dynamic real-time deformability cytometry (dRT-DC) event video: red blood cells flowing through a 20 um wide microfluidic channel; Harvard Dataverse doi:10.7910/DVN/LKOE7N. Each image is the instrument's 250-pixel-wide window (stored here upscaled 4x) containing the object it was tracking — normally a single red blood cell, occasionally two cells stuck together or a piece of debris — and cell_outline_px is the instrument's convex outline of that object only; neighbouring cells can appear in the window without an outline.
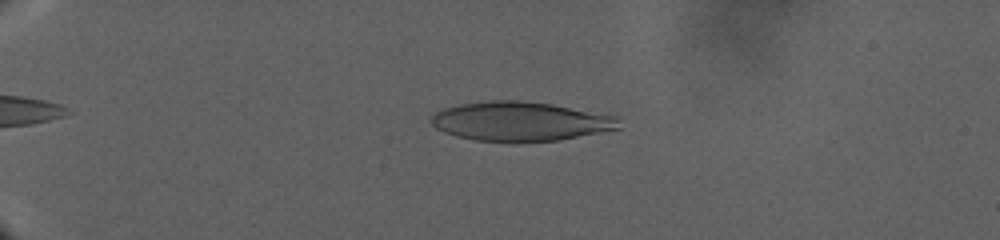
{"species": "human", "species_latin": "Homo sapiens", "temperature_condition": "warm", "stored_images_in_passage": 17, "camera_frame_rate_fps": 3000, "um_per_image_px": 0.085, "donor": {"sex": "male"}, "frame": {"image": 1, "passage_image": 10, "time_ms": 10.0, "image_size_px": [1000, 240], "cell_outline_px": [[620, 128], [560, 140], [516, 144], [512, 144], [476, 140], [456, 136], [444, 132], [436, 128], [428, 120], [436, 112], [444, 108], [460, 104], [488, 100], [524, 100], [608, 112], [620, 120]], "centroid_in_image_um": [44.27, 10.33], "position_along_channel_um": 40.7, "area_um2": 44.22}}
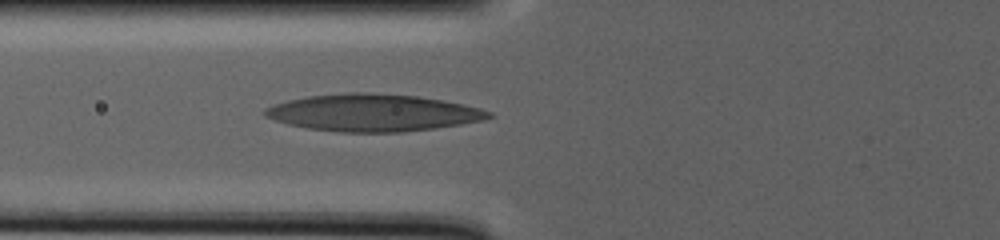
{"frame": {"image": 2, "passage_image": 17, "time_ms": 17.667, "image_size_px": [1000, 240], "cell_outline_px": [[492, 116], [484, 120], [436, 128], [404, 132], [340, 132], [308, 128], [288, 124], [264, 116], [260, 112], [264, 108], [272, 104], [288, 100], [308, 96], [344, 92], [372, 92], [416, 96], [444, 100], [464, 104], [480, 108], [492, 112]], "centroid_in_image_um": [31.68, 9.57], "position_along_channel_um": 94.1, "area_um2": 48.73}}